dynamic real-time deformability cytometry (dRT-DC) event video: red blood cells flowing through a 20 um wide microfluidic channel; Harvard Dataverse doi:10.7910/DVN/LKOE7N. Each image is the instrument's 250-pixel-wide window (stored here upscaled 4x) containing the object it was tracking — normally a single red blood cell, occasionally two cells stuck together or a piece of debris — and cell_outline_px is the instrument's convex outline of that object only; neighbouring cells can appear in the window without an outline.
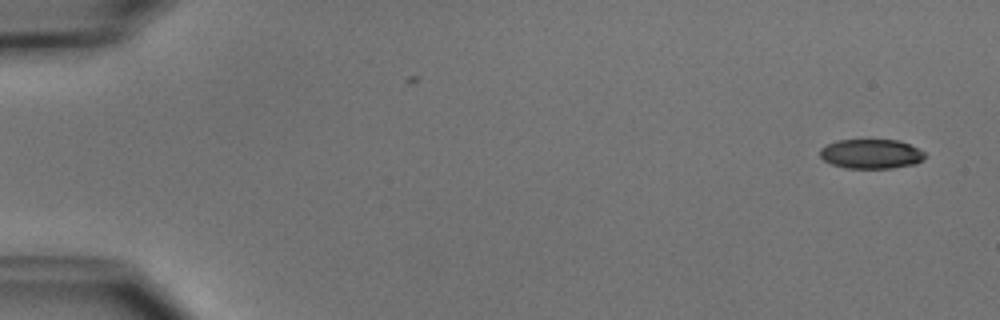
{"species": "common noctule bat (a hibernating species)", "species_latin": "Nyctalus noctula", "temperature_condition": "cold", "stored_images_in_passage": 2, "camera_frame_rate_fps": 3000, "um_per_image_px": 0.085, "animal": {"sex": "male", "body_mass_g": 15.6}, "frame": {"image": 1, "passage_image": 2, "time_ms": 1.333, "image_size_px": [1000, 320], "cell_outline_px": [[924, 160], [916, 164], [892, 168], [844, 168], [832, 164], [824, 160], [820, 156], [820, 148], [836, 140], [900, 140], [924, 152]], "centroid_in_image_um": [74.04, 13.08], "position_along_channel_um": 11.0, "area_um2": 18.03}}